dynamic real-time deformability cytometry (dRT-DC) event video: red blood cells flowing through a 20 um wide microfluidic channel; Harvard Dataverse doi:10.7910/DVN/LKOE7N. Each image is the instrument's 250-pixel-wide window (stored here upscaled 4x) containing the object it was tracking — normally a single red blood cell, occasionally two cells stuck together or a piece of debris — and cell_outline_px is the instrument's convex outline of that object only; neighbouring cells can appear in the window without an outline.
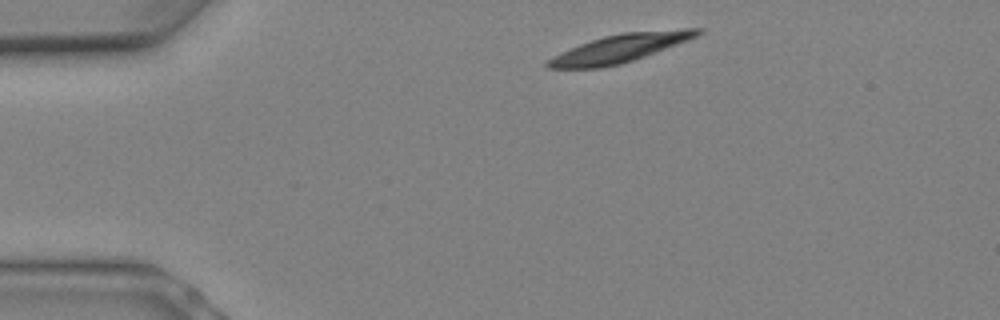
{"species": "Egyptian fruit bat (a non-hibernating species)", "species_latin": "Rousettus aegyptiacus", "temperature_condition": "warm", "stored_images_in_passage": 5, "camera_frame_rate_fps": 3000, "um_per_image_px": 0.085, "animal": {"sex": "female"}, "frame": {"image": 1, "passage_image": 1, "time_ms": 0.0, "image_size_px": [1000, 320], "cell_outline_px": [[704, 32], [688, 40], [644, 56], [620, 64], [600, 68], [548, 68], [544, 64], [552, 56], [580, 44], [604, 36], [620, 32], [684, 28], [704, 28]], "centroid_in_image_um": [52.72, 4.08], "position_along_channel_um": 32.3, "area_um2": 24.45}}
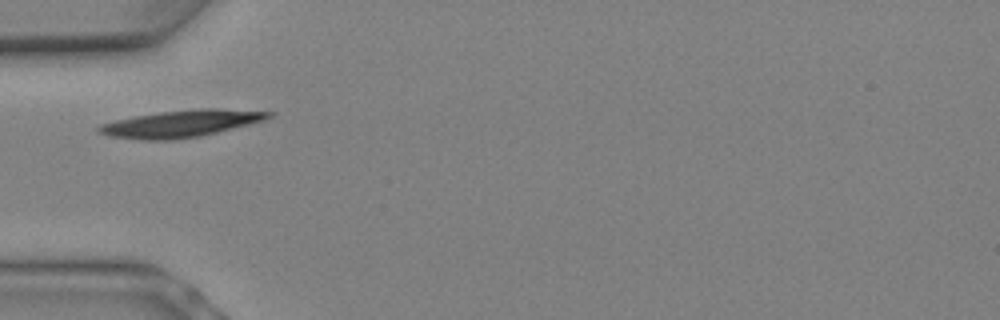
{"frame": {"image": 2, "passage_image": 4, "time_ms": 1.0, "image_size_px": [1000, 320], "cell_outline_px": [[276, 112], [272, 116], [264, 120], [200, 136], [172, 140], [140, 140], [108, 136], [96, 132], [96, 128], [100, 124], [116, 120], [136, 116], [160, 112], [200, 108], [212, 108]], "centroid_in_image_um": [15.34, 10.51], "position_along_channel_um": 69.7, "area_um2": 26.53}}